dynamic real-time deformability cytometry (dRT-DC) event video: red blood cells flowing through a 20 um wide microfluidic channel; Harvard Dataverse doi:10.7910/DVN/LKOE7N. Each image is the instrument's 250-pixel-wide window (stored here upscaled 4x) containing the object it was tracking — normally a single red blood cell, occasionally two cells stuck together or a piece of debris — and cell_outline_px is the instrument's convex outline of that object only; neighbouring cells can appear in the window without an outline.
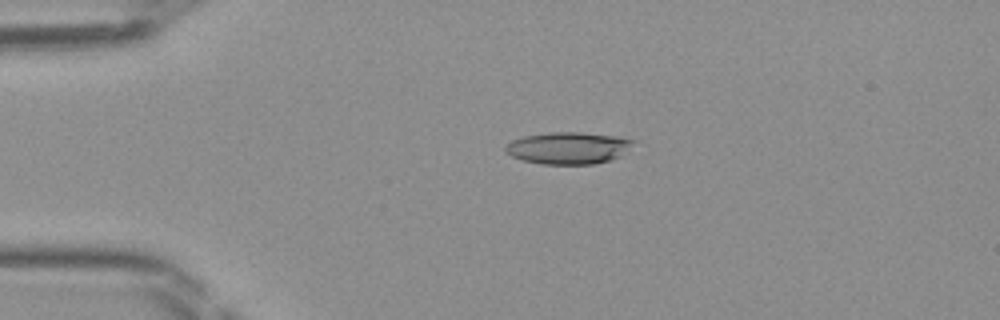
{"species": "Egyptian fruit bat (a non-hibernating species)", "species_latin": "Rousettus aegyptiacus", "temperature_condition": "room temperature", "stored_images_in_passage": 46, "camera_frame_rate_fps": 3000, "um_per_image_px": 0.085, "frame": {"image": 1, "passage_image": 9, "time_ms": 2.667, "image_size_px": [1000, 320], "cell_outline_px": [[636, 140], [620, 156], [612, 160], [592, 164], [540, 164], [524, 160], [512, 156], [504, 152], [504, 148], [512, 140], [524, 136], [548, 132], [580, 132], [620, 136]], "centroid_in_image_um": [48.3, 12.57], "position_along_channel_um": 36.7, "area_um2": 23.87}}
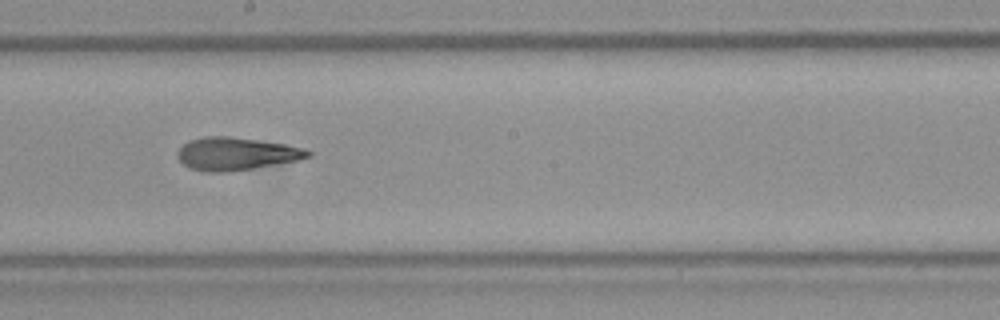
{"frame": {"image": 2, "passage_image": 25, "time_ms": 8.0, "image_size_px": [1000, 320], "cell_outline_px": [[312, 156], [300, 160], [228, 172], [204, 172], [188, 168], [176, 156], [176, 152], [188, 140], [204, 136], [228, 136], [284, 144], [304, 148], [312, 152]], "centroid_in_image_um": [20.05, 13.07], "position_along_channel_um": 228.1, "area_um2": 24.97}}
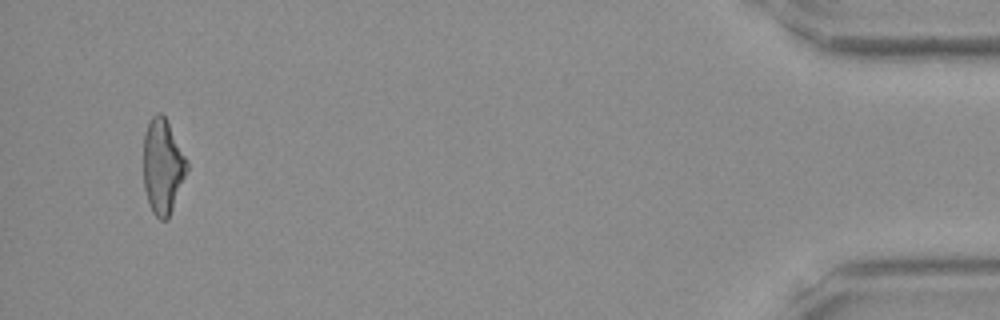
{"frame": {"image": 3, "passage_image": 44, "time_ms": 14.333, "image_size_px": [1000, 320], "cell_outline_px": [[188, 168], [168, 220], [160, 220], [152, 212], [148, 204], [144, 188], [144, 132], [152, 116], [156, 112], [160, 112], [164, 116], [188, 160]], "centroid_in_image_um": [13.82, 14.16], "position_along_channel_um": 421.4, "area_um2": 23.99}}